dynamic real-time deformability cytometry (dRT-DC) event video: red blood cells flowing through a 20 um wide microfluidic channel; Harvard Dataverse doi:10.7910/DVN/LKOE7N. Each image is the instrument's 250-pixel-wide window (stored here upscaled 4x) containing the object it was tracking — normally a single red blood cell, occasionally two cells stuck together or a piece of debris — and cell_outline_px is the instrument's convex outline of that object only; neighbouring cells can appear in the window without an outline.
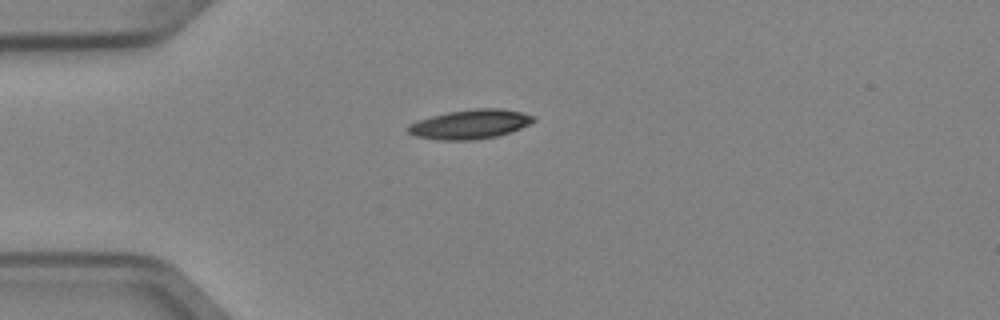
{"species": "Egyptian fruit bat (a non-hibernating species)", "species_latin": "Rousettus aegyptiacus", "temperature_condition": "cold", "stored_images_in_passage": 39, "camera_frame_rate_fps": 3000, "um_per_image_px": 0.085, "animal": {"sex": "female"}, "frame": {"image": 1, "passage_image": 1, "time_ms": 0.0, "image_size_px": [1000, 320], "cell_outline_px": [[536, 120], [520, 128], [496, 136], [472, 140], [440, 140], [416, 136], [408, 132], [408, 124], [416, 120], [448, 112], [476, 108], [500, 108], [520, 112], [536, 116]], "centroid_in_image_um": [39.95, 10.55], "position_along_channel_um": 45.1, "area_um2": 21.27}}
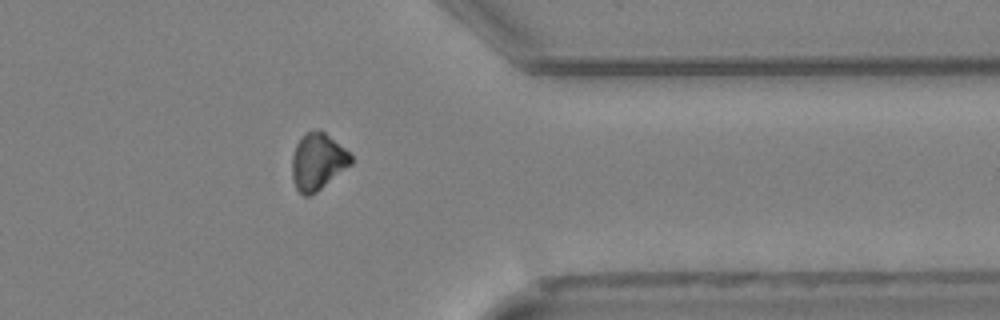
{"frame": {"image": 2, "passage_image": 29, "time_ms": 9.333, "image_size_px": [1000, 320], "cell_outline_px": [[352, 164], [316, 192], [308, 196], [304, 196], [296, 188], [292, 180], [292, 156], [296, 144], [300, 136], [304, 132], [320, 128], [344, 148], [352, 156]], "centroid_in_image_um": [26.98, 13.71], "position_along_channel_um": 384.4, "area_um2": 19.59}}
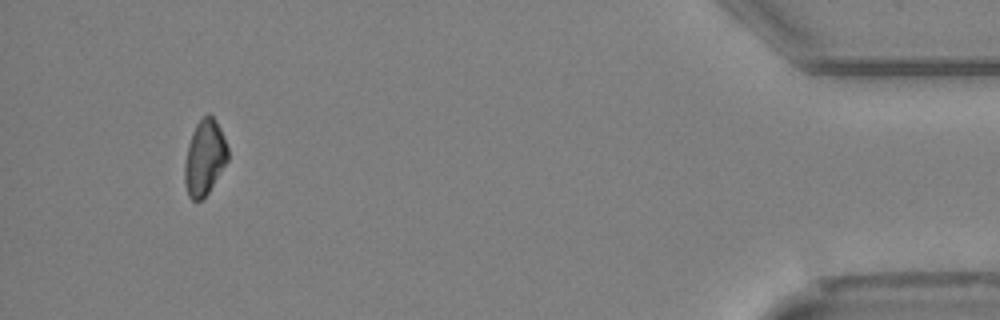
{"frame": {"image": 3, "passage_image": 36, "time_ms": 11.667, "image_size_px": [1000, 320], "cell_outline_px": [[228, 160], [208, 192], [200, 200], [192, 200], [188, 196], [184, 184], [184, 160], [188, 144], [192, 132], [196, 124], [208, 112], [216, 120], [220, 128], [228, 148]], "centroid_in_image_um": [17.37, 13.39], "position_along_channel_um": 417.8, "area_um2": 18.96}, "authors_computed_cell_mechanics": {"area_um2": 20.7502, "velocity_mm_per_s": 3.9707, "shape_relaxation_time_tau1_ms": 3.9117, "shape_relaxation_time_tau2_ms": null, "deformation_change_tau1": 0.0982, "deformation_change_tau2": null}}